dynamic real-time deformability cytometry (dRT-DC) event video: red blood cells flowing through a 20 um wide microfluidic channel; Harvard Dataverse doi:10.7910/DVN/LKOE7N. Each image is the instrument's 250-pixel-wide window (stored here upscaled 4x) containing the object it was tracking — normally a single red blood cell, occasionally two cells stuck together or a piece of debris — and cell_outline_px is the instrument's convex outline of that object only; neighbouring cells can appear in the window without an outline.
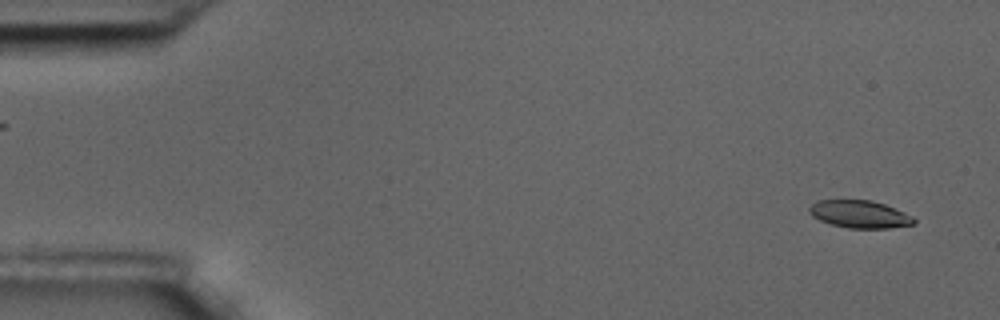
{"species": "common noctule bat (a hibernating species)", "species_latin": "Nyctalus noctula", "temperature_condition": "room temperature", "stored_images_in_passage": 59, "camera_frame_rate_fps": 3000, "um_per_image_px": 0.085, "animal": {"sex": "male", "body_mass_g": 17.5, "forearm_length_mm": 52.3}, "frame": {"image": 1, "passage_image": 3, "time_ms": 0.667, "image_size_px": [1000, 320], "cell_outline_px": [[916, 224], [888, 228], [848, 228], [832, 224], [820, 220], [812, 216], [808, 212], [808, 208], [816, 200], [872, 200], [884, 204], [904, 212], [912, 216], [916, 220]], "centroid_in_image_um": [73.07, 18.2], "position_along_channel_um": 11.9, "area_um2": 16.82}}
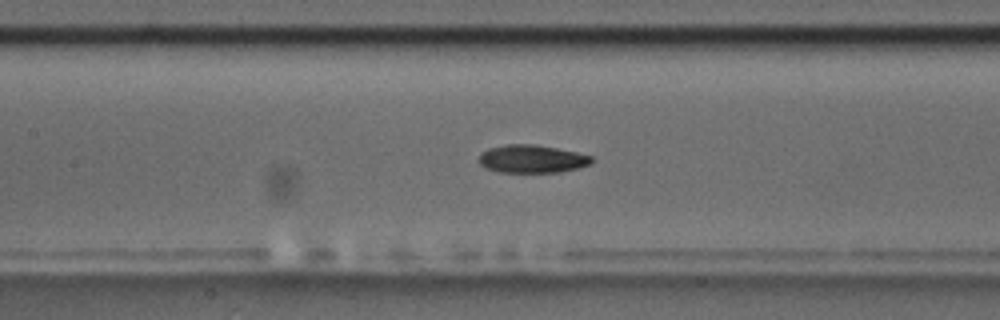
{"frame": {"image": 2, "passage_image": 27, "time_ms": 8.667, "image_size_px": [1000, 320], "cell_outline_px": [[592, 164], [560, 172], [500, 172], [484, 168], [480, 164], [480, 152], [488, 148], [508, 144], [536, 144], [576, 152], [592, 156]], "centroid_in_image_um": [45.2, 13.5], "position_along_channel_um": 162.2, "area_um2": 18.38}}
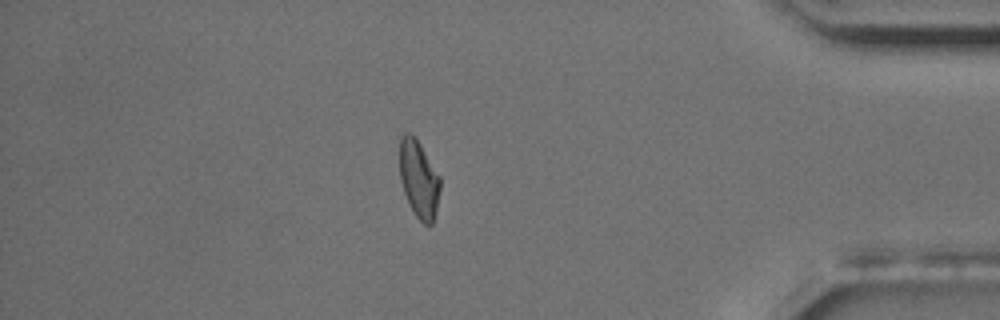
{"frame": {"image": 3, "passage_image": 51, "time_ms": 16.667, "image_size_px": [1000, 320], "cell_outline_px": [[440, 188], [436, 212], [432, 224], [424, 224], [416, 216], [408, 204], [400, 180], [400, 136], [404, 132], [408, 132], [416, 136], [440, 176]], "centroid_in_image_um": [35.6, 15.19], "position_along_channel_um": 399.6, "area_um2": 18.5}, "authors_computed_cell_mechanics": {"area_um2": 18.2648, "velocity_mm_per_s": 3.4284, "shape_relaxation_time_tau1_ms": 4.7691, "shape_relaxation_time_tau2_ms": 3.6471, "deformation_change_tau1": 0.1426, "deformation_change_tau2": 0.0776}}